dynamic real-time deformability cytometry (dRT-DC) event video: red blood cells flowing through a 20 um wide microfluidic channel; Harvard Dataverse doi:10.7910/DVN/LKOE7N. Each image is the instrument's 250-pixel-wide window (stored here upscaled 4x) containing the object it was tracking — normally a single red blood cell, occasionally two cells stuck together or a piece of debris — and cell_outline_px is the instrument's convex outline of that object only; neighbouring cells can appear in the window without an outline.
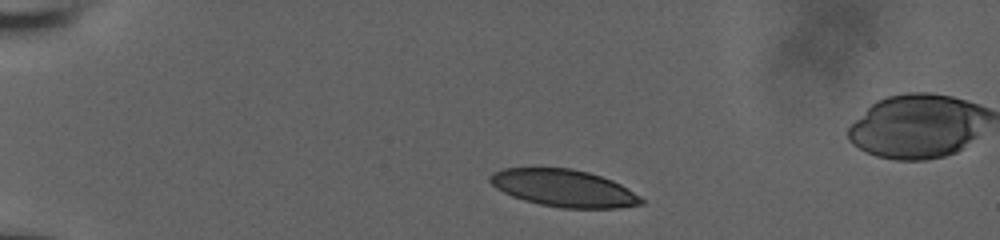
{"species": "human", "species_latin": "Homo sapiens", "temperature_condition": "room temperature", "stored_images_in_passage": 42, "camera_frame_rate_fps": 3000, "um_per_image_px": 0.085, "donor": {"sex": "male"}, "frame": {"image": 1, "passage_image": 1, "time_ms": 0.0, "image_size_px": [1000, 240], "cell_outline_px": [[644, 204], [620, 208], [560, 208], [540, 204], [524, 200], [512, 196], [496, 188], [488, 180], [488, 176], [492, 172], [504, 168], [572, 168], [588, 172], [612, 180], [620, 184], [640, 196], [644, 200]], "centroid_in_image_um": [47.92, 15.99], "position_along_channel_um": 37.1, "area_um2": 32.83}}
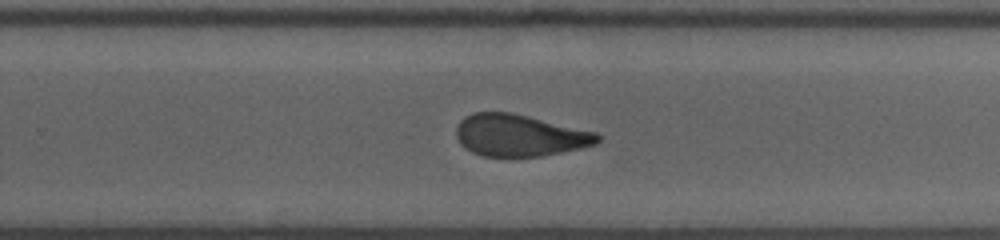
{"frame": {"image": 2, "passage_image": 25, "time_ms": 8.0, "image_size_px": [1000, 240], "cell_outline_px": [[600, 140], [596, 144], [580, 148], [540, 156], [484, 156], [472, 152], [460, 144], [456, 136], [456, 128], [460, 120], [472, 112], [512, 112], [596, 132], [600, 136]], "centroid_in_image_um": [44.14, 11.49], "position_along_channel_um": 285.7, "area_um2": 34.33}}
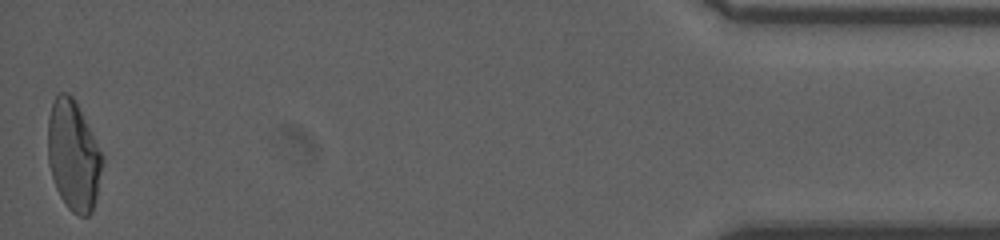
{"frame": {"image": 3, "passage_image": 42, "time_ms": 13.667, "image_size_px": [1000, 240], "cell_outline_px": [[104, 160], [96, 196], [92, 212], [88, 216], [80, 216], [72, 212], [68, 208], [60, 196], [56, 188], [52, 176], [48, 160], [48, 116], [52, 104], [56, 96], [60, 92], [68, 92], [72, 96], [104, 156]], "centroid_in_image_um": [6.24, 13.24], "position_along_channel_um": 429.0, "area_um2": 34.68}, "authors_computed_cell_mechanics": {"area_um2": 36.0383, "velocity_mm_per_s": 3.9526, "shape_relaxation_time_tau1_ms": null, "shape_relaxation_time_tau2_ms": 1.6742, "deformation_change_tau1": null, "deformation_change_tau2": 0.0971}}